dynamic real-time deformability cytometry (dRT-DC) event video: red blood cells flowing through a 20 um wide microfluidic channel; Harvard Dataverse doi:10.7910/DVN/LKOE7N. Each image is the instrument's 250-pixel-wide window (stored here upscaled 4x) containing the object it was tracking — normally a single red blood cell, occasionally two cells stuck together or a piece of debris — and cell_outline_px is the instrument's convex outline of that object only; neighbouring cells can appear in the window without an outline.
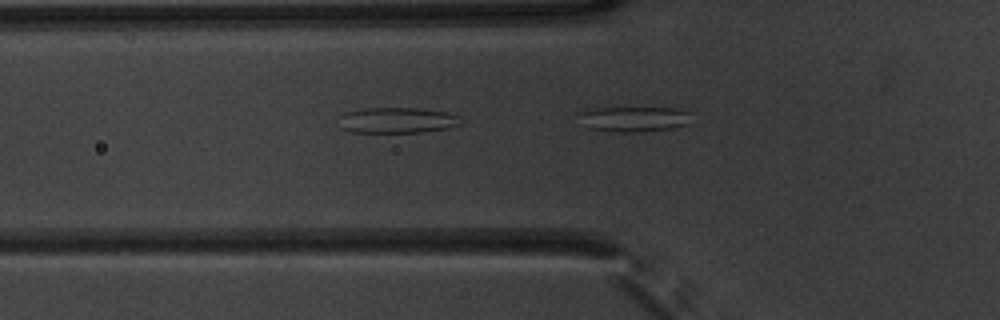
{"species": "common noctule bat (a hibernating species)", "species_latin": "Nyctalus noctula", "temperature_condition": "warm", "stored_images_in_passage": 19, "camera_frame_rate_fps": 3000, "um_per_image_px": 0.085, "animal": {"sex": "male", "body_mass_g": 20.1, "forearm_length_mm": 53.5}, "frame": {"image": 1, "passage_image": 19, "time_ms": 6.0, "image_size_px": [1000, 320], "cell_outline_px": [[692, 112], [688, 124], [672, 128], [640, 132], [612, 132], [588, 128], [576, 112], [592, 108], [672, 108]], "centroid_in_image_um": [53.88, 10.12], "position_along_channel_um": 71.9, "area_um2": 16.65}}